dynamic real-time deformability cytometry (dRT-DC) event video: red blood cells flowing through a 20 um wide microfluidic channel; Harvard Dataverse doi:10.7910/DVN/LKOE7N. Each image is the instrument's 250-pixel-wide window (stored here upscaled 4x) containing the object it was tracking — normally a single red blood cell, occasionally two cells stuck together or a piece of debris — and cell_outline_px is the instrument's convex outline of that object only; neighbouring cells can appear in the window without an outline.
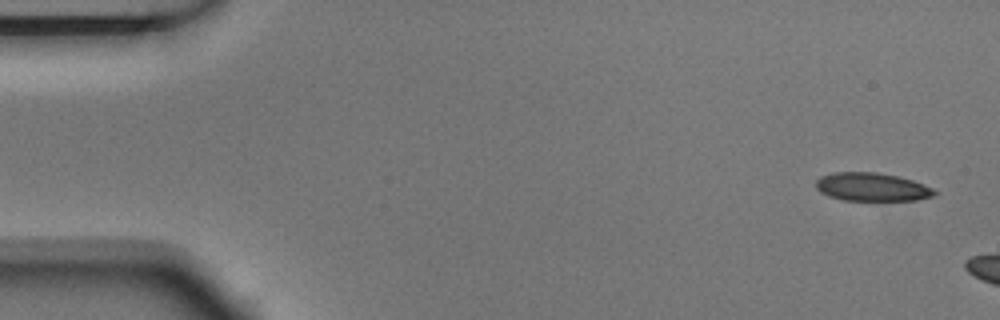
{"species": "Egyptian fruit bat (a non-hibernating species)", "species_latin": "Rousettus aegyptiacus", "temperature_condition": "room temperature", "stored_images_in_passage": 3, "camera_frame_rate_fps": 3000, "um_per_image_px": 0.085, "animal": {"sex": "male"}, "frame": {"image": 1, "passage_image": 1, "time_ms": 0.0, "image_size_px": [1000, 320], "cell_outline_px": [[936, 192], [932, 196], [916, 200], [844, 200], [828, 196], [820, 192], [816, 188], [816, 180], [820, 176], [836, 172], [876, 172], [896, 176], [912, 180], [924, 184], [932, 188]], "centroid_in_image_um": [74.07, 15.89], "position_along_channel_um": 10.9, "area_um2": 19.42}}